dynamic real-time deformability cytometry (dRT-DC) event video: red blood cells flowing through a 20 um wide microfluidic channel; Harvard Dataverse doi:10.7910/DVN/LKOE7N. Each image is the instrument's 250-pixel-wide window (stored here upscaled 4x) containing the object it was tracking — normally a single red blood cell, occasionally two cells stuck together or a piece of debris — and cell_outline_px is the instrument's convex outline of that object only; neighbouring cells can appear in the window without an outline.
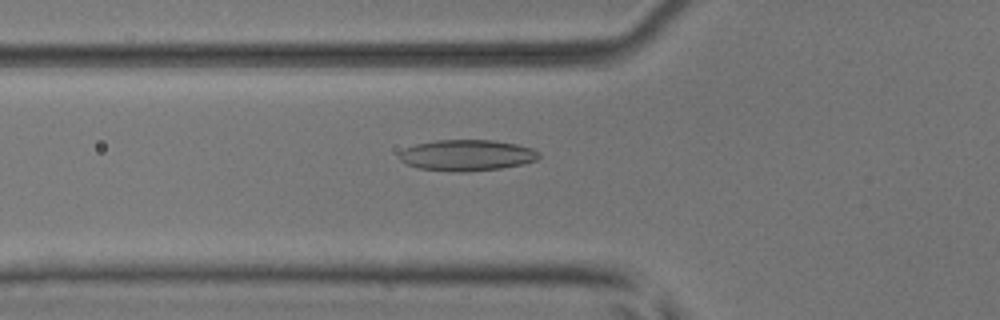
{"species": "common noctule bat (a hibernating species)", "species_latin": "Nyctalus noctula", "temperature_condition": "room temperature", "stored_images_in_passage": 52, "camera_frame_rate_fps": 3000, "um_per_image_px": 0.085, "animal": {"sex": "male", "body_mass_g": 17.9, "forearm_length_mm": 54.2}, "frame": {"image": 1, "passage_image": 19, "time_ms": 6.0, "image_size_px": [1000, 320], "cell_outline_px": [[540, 156], [536, 160], [524, 164], [500, 168], [464, 172], [460, 172], [416, 168], [400, 160], [400, 152], [404, 148], [416, 144], [436, 140], [492, 140], [516, 144], [532, 148], [540, 152]], "centroid_in_image_um": [39.7, 13.19], "position_along_channel_um": 86.1, "area_um2": 25.26}}
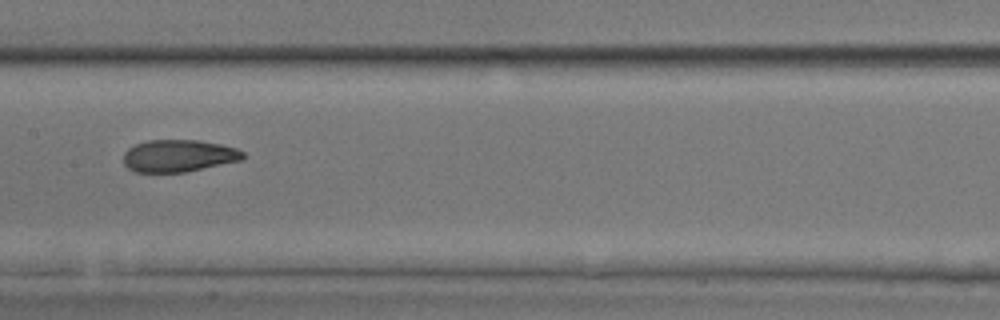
{"frame": {"image": 2, "passage_image": 27, "time_ms": 8.667, "image_size_px": [1000, 320], "cell_outline_px": [[244, 156], [240, 160], [184, 172], [136, 172], [128, 168], [124, 164], [124, 152], [128, 148], [136, 144], [148, 140], [200, 140], [220, 144], [236, 148], [244, 152]], "centroid_in_image_um": [15.15, 13.23], "position_along_channel_um": 192.2, "area_um2": 22.25}}
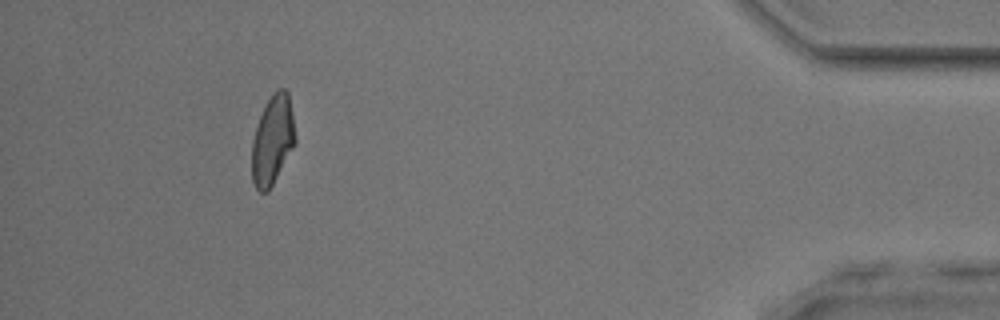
{"frame": {"image": 3, "passage_image": 48, "time_ms": 15.667, "image_size_px": [1000, 320], "cell_outline_px": [[296, 144], [268, 192], [260, 192], [256, 188], [252, 180], [252, 140], [260, 116], [272, 92], [276, 88], [284, 88], [288, 92], [296, 136]], "centroid_in_image_um": [23.18, 11.91], "position_along_channel_um": 412.0, "area_um2": 22.6}, "authors_computed_cell_mechanics": {"area_um2": 23.3512, "velocity_mm_per_s": 3.9698, "shape_relaxation_time_tau1_ms": 4.7435, "shape_relaxation_time_tau2_ms": 2.0566, "deformation_change_tau1": 0.1313, "deformation_change_tau2": 0.0855}}